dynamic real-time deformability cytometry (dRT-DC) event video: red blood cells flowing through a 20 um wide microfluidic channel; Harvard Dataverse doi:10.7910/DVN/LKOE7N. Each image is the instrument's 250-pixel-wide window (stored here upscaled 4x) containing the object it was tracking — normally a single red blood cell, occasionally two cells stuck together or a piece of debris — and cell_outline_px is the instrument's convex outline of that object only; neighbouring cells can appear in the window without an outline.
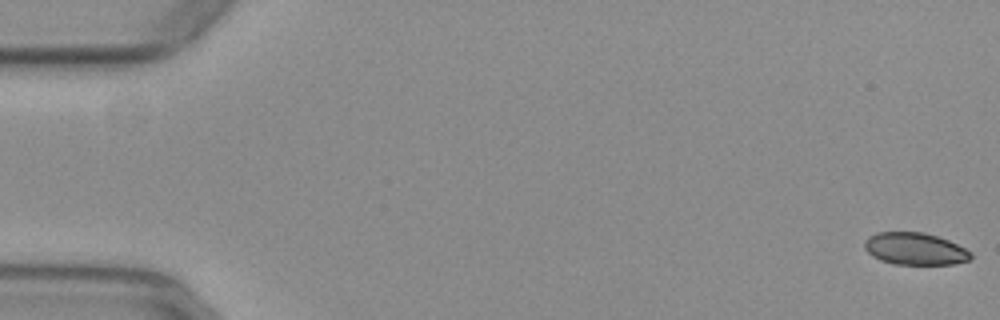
{"species": "common noctule bat (a hibernating species)", "species_latin": "Nyctalus noctula", "temperature_condition": "warm", "stored_images_in_passage": 12, "camera_frame_rate_fps": 3000, "um_per_image_px": 0.085, "animal": {"sex": "female", "body_mass_g": 29.2, "forearm_length_mm": 56.3}, "frame": {"image": 1, "passage_image": 1, "time_ms": 0.0, "image_size_px": [1000, 320], "cell_outline_px": [[972, 260], [956, 264], [892, 264], [880, 260], [872, 256], [864, 248], [864, 240], [868, 236], [876, 232], [924, 232], [948, 240], [972, 252]], "centroid_in_image_um": [77.77, 21.15], "position_along_channel_um": 7.2, "area_um2": 20.11}}